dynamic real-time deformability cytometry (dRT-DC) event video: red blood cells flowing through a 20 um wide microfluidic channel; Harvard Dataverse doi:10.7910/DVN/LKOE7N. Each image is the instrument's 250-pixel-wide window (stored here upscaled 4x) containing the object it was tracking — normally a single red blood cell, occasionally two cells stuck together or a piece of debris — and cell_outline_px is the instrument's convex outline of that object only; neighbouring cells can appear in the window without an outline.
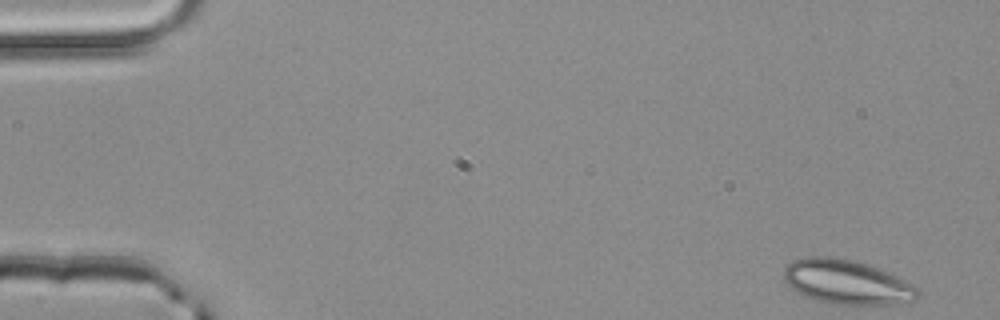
{"species": "common noctule bat (a hibernating species)", "species_latin": "Nyctalus noctula", "temperature_condition": "room temperature", "stored_images_in_passage": 50, "camera_frame_rate_fps": 3000, "um_per_image_px": 0.085, "animal": {"sex": "male", "body_mass_g": 20.4}, "frame": {"image": 1, "passage_image": 1, "time_ms": 0.0, "image_size_px": [1000, 320], "cell_outline_px": [[920, 296], [912, 300], [888, 304], [828, 304], [804, 296], [796, 292], [784, 280], [784, 268], [792, 260], [808, 256], [832, 256], [852, 260], [900, 276], [920, 288]], "centroid_in_image_um": [71.97, 23.97], "position_along_channel_um": 13.0, "area_um2": 34.74}}
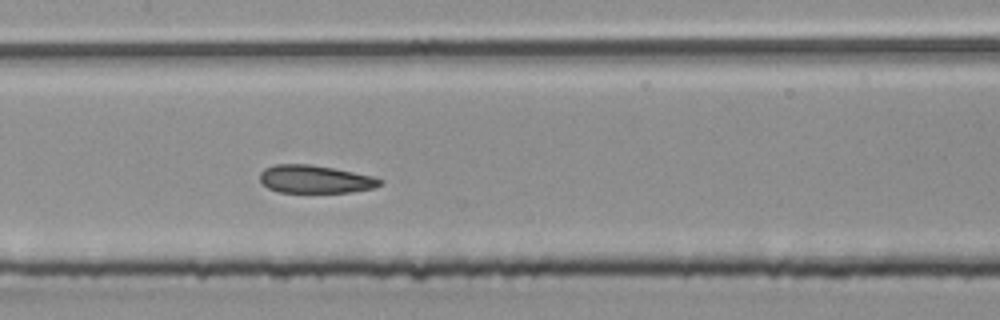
{"frame": {"image": 2, "passage_image": 24, "time_ms": 7.667, "image_size_px": [1000, 320], "cell_outline_px": [[384, 184], [372, 188], [352, 192], [280, 192], [268, 188], [260, 180], [260, 172], [264, 168], [276, 164], [308, 164], [332, 168], [372, 176], [384, 180]], "centroid_in_image_um": [26.79, 15.23], "position_along_channel_um": 180.6, "area_um2": 19.42}}
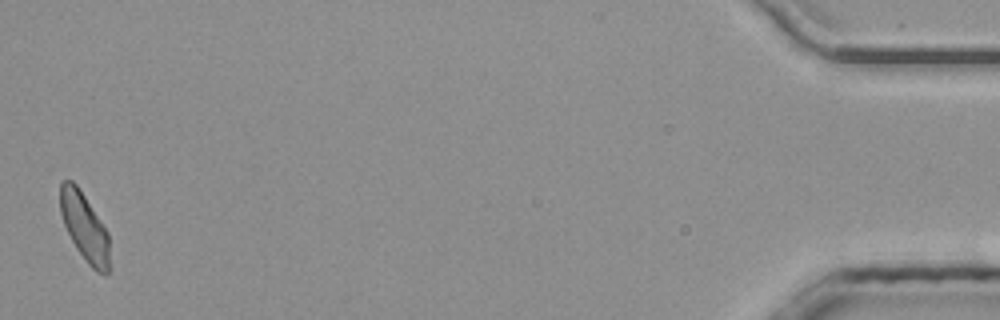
{"frame": {"image": 3, "passage_image": 50, "time_ms": 16.333, "image_size_px": [1000, 320], "cell_outline_px": [[112, 272], [104, 276], [96, 272], [88, 264], [76, 248], [64, 224], [60, 212], [60, 184], [64, 180], [72, 180], [76, 184], [108, 232]], "centroid_in_image_um": [7.24, 19.4], "position_along_channel_um": 428.0, "area_um2": 19.83}, "authors_computed_cell_mechanics": {"area_um2": 20.6057, "velocity_mm_per_s": 3.9794, "shape_relaxation_time_tau1_ms": null, "shape_relaxation_time_tau2_ms": 1.6407, "deformation_change_tau1": null, "deformation_change_tau2": 0.0904}}